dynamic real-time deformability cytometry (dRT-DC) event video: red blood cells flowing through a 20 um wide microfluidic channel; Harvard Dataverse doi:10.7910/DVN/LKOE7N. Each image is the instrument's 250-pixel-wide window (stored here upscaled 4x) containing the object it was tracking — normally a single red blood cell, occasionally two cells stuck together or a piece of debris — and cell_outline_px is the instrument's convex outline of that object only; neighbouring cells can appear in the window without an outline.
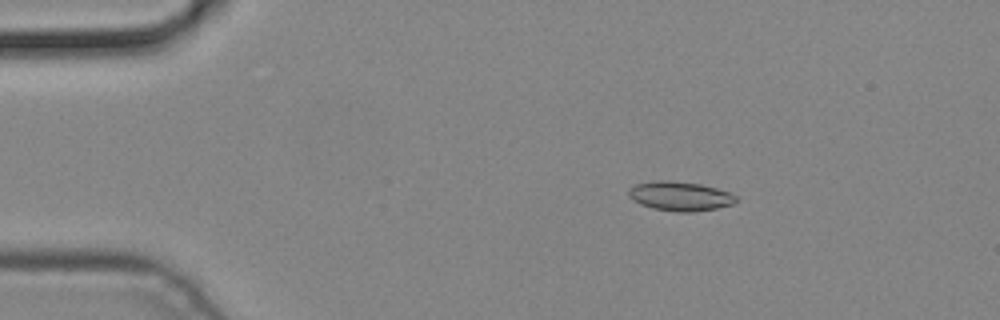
{"species": "common noctule bat (a hibernating species)", "species_latin": "Nyctalus noctula", "temperature_condition": "cold", "stored_images_in_passage": 3, "camera_frame_rate_fps": 3000, "um_per_image_px": 0.085, "animal": {"sex": "male", "body_mass_g": 19.2, "forearm_length_mm": 51.8}, "frame": {"image": 1, "passage_image": 1, "time_ms": 0.0, "image_size_px": [1000, 320], "cell_outline_px": [[736, 200], [732, 204], [716, 208], [692, 212], [676, 212], [652, 208], [640, 204], [632, 200], [628, 196], [628, 188], [636, 184], [656, 180], [668, 180], [700, 184], [716, 188], [728, 192], [736, 196]], "centroid_in_image_um": [57.75, 16.67], "position_along_channel_um": 27.3, "area_um2": 18.32}}
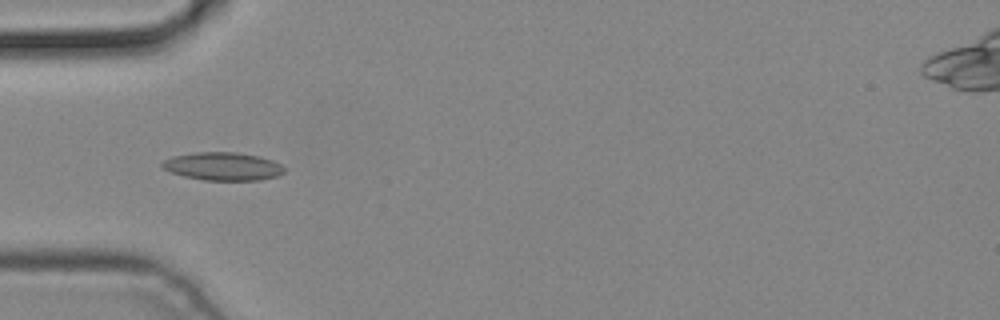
{"frame": {"image": 2, "passage_image": 3, "time_ms": 0.667, "image_size_px": [1000, 320], "cell_outline_px": [[284, 172], [276, 176], [260, 180], [204, 180], [184, 176], [172, 172], [164, 168], [160, 164], [164, 160], [172, 156], [196, 152], [236, 152], [260, 156], [272, 160], [280, 164], [284, 168]], "centroid_in_image_um": [18.95, 14.13], "position_along_channel_um": 66.1, "area_um2": 19.88}}